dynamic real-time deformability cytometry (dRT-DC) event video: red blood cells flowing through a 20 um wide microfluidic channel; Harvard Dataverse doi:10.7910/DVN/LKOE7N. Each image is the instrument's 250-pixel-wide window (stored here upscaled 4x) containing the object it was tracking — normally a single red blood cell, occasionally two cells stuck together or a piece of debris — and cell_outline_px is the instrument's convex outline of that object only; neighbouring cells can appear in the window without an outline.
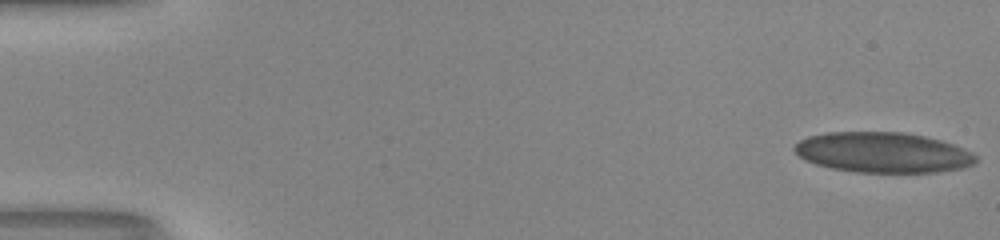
{"species": "human", "species_latin": "Homo sapiens", "temperature_condition": "room temperature", "stored_images_in_passage": 52, "camera_frame_rate_fps": 3000, "um_per_image_px": 0.085, "donor": {"sex": "male"}, "frame": {"image": 1, "passage_image": 1, "time_ms": 0.0, "image_size_px": [1000, 240], "cell_outline_px": [[976, 164], [964, 168], [936, 172], [856, 172], [832, 168], [816, 164], [804, 160], [792, 148], [800, 140], [808, 136], [828, 132], [900, 132], [924, 136], [940, 140], [952, 144], [972, 152], [976, 156]], "centroid_in_image_um": [75.05, 12.96], "position_along_channel_um": 10.0, "area_um2": 42.6}}
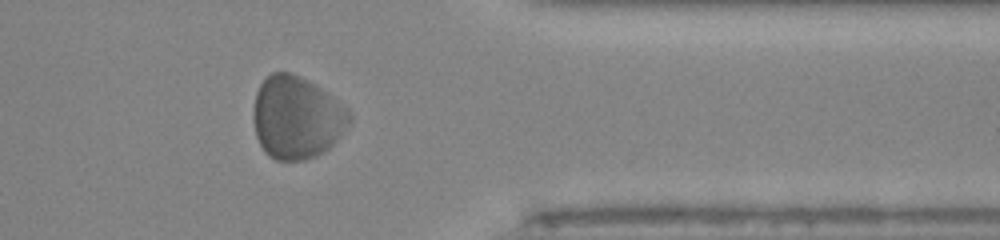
{"frame": {"image": 2, "passage_image": 43, "time_ms": 14.0, "image_size_px": [1000, 240], "cell_outline_px": [[352, 120], [340, 136], [324, 152], [316, 156], [304, 160], [276, 160], [268, 156], [264, 152], [256, 136], [252, 116], [256, 92], [260, 84], [272, 72], [292, 72], [308, 80], [320, 88], [348, 108], [352, 116]], "centroid_in_image_um": [25.2, 10.0], "position_along_channel_um": 386.2, "area_um2": 46.41}}
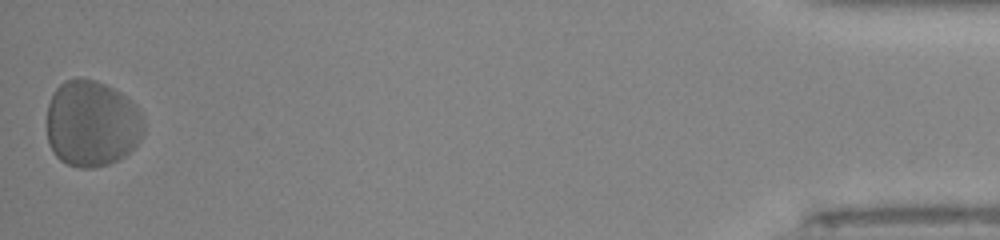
{"frame": {"image": 3, "passage_image": 52, "time_ms": 17.0, "image_size_px": [1000, 240], "cell_outline_px": [[144, 132], [140, 140], [124, 156], [108, 164], [92, 168], [80, 168], [68, 164], [60, 160], [52, 152], [48, 140], [48, 104], [56, 88], [64, 80], [96, 80], [120, 92], [132, 100], [136, 104], [144, 116]], "centroid_in_image_um": [7.84, 10.52], "position_along_channel_um": 427.4, "area_um2": 48.84}, "authors_computed_cell_mechanics": {"area_um2": 43.6968, "velocity_mm_per_s": 4.0076, "shape_relaxation_time_tau1_ms": 2.8838, "shape_relaxation_time_tau2_ms": 1.0395, "deformation_change_tau1": 0.069, "deformation_change_tau2": 0.0748}}